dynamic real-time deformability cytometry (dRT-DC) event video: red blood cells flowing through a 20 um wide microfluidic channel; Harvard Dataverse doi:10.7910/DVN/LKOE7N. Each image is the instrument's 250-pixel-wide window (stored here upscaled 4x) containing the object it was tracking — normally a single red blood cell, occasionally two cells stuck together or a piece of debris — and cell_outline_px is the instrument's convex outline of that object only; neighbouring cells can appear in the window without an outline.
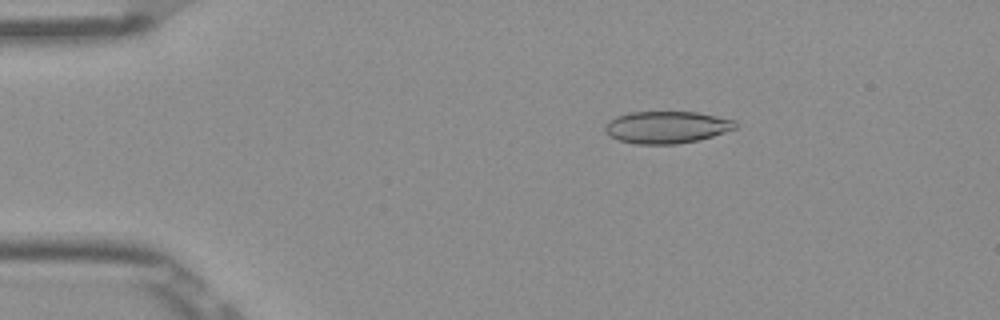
{"species": "Egyptian fruit bat (a non-hibernating species)", "species_latin": "Rousettus aegyptiacus", "temperature_condition": "room temperature", "stored_images_in_passage": 44, "camera_frame_rate_fps": 3000, "um_per_image_px": 0.085, "frame": {"image": 1, "passage_image": 1, "time_ms": 0.0, "image_size_px": [1000, 320], "cell_outline_px": [[736, 128], [712, 136], [696, 140], [676, 144], [636, 144], [620, 140], [608, 136], [604, 132], [604, 124], [608, 120], [616, 116], [628, 112], [696, 112], [736, 120]], "centroid_in_image_um": [56.6, 10.81], "position_along_channel_um": 28.4, "area_um2": 24.45}}
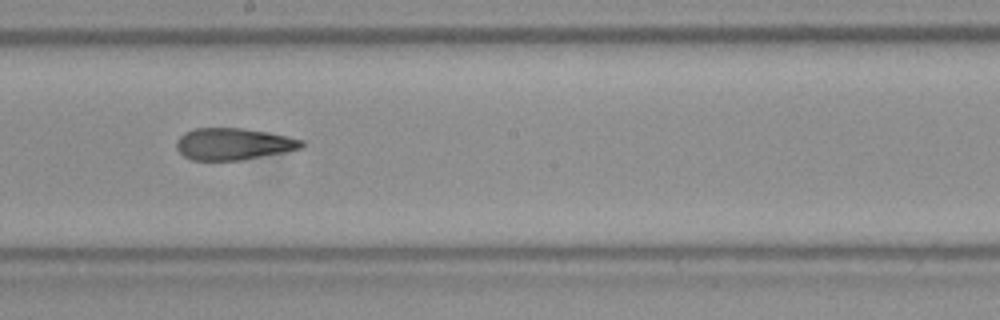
{"frame": {"image": 2, "passage_image": 21, "time_ms": 6.667, "image_size_px": [1000, 320], "cell_outline_px": [[304, 144], [300, 148], [284, 152], [240, 160], [192, 160], [184, 156], [176, 148], [176, 140], [184, 132], [196, 128], [244, 128], [268, 132], [288, 136], [304, 140]], "centroid_in_image_um": [19.82, 12.23], "position_along_channel_um": 228.4, "area_um2": 23.18}}
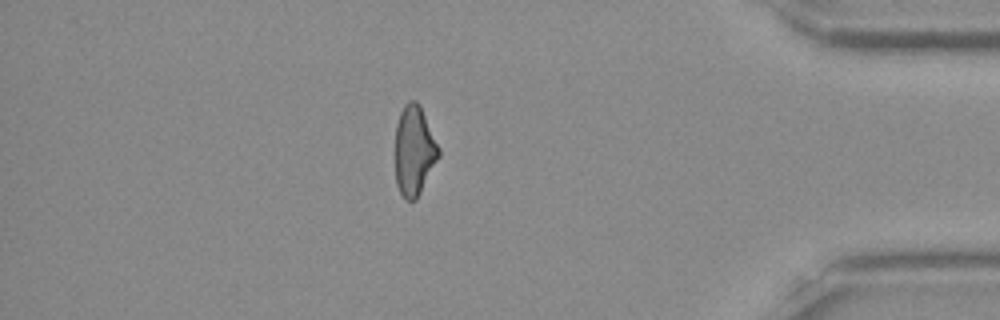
{"frame": {"image": 3, "passage_image": 37, "time_ms": 12.0, "image_size_px": [1000, 320], "cell_outline_px": [[440, 156], [416, 200], [404, 200], [396, 184], [396, 124], [400, 112], [404, 104], [408, 100], [416, 100], [420, 104], [440, 148]], "centroid_in_image_um": [35.21, 12.78], "position_along_channel_um": 400.0, "area_um2": 22.89}, "authors_computed_cell_mechanics": {"area_um2": 24.0448, "velocity_mm_per_s": 3.9007, "shape_relaxation_time_tau1_ms": null, "shape_relaxation_time_tau2_ms": 2.5824, "deformation_change_tau1": null, "deformation_change_tau2": 0.1049}}